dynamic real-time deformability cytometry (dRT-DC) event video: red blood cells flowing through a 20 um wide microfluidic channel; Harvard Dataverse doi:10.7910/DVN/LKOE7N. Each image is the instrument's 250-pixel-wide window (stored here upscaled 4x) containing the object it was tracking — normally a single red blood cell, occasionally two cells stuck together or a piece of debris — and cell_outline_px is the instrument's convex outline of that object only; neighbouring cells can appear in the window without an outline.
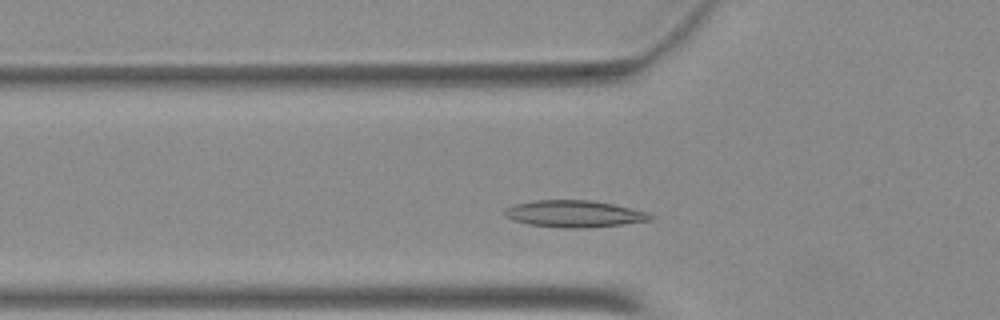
{"species": "Egyptian fruit bat (a non-hibernating species)", "species_latin": "Rousettus aegyptiacus", "temperature_condition": "warm", "stored_images_in_passage": 33, "camera_frame_rate_fps": 3000, "um_per_image_px": 0.085, "animal": {"sex": "female"}, "frame": {"image": 1, "passage_image": 7, "time_ms": 2.0, "image_size_px": [1000, 320], "cell_outline_px": [[656, 216], [652, 220], [620, 224], [584, 228], [564, 228], [528, 224], [512, 220], [504, 216], [500, 212], [504, 208], [512, 204], [532, 200], [592, 200], [612, 204], [648, 212]], "centroid_in_image_um": [48.73, 18.16], "position_along_channel_um": 77.1, "area_um2": 23.06}}
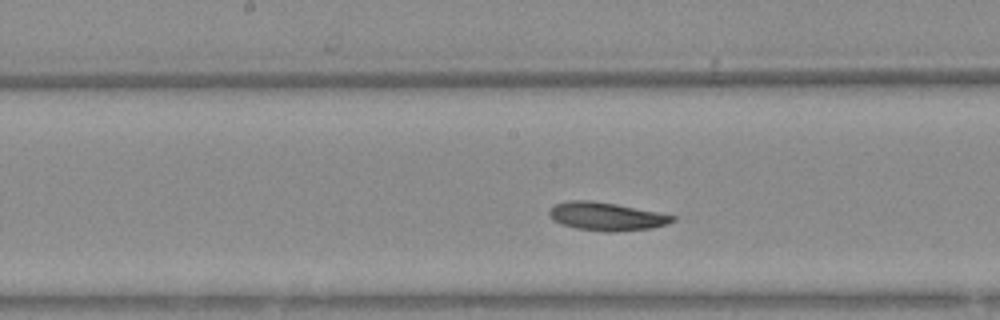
{"frame": {"image": 2, "passage_image": 16, "time_ms": 5.0, "image_size_px": [1000, 320], "cell_outline_px": [[676, 220], [668, 224], [652, 228], [612, 232], [604, 232], [576, 228], [560, 224], [552, 220], [548, 212], [556, 204], [568, 200], [592, 200], [616, 204], [660, 212], [676, 216]], "centroid_in_image_um": [51.57, 18.4], "position_along_channel_um": 196.6, "area_um2": 20.46}}
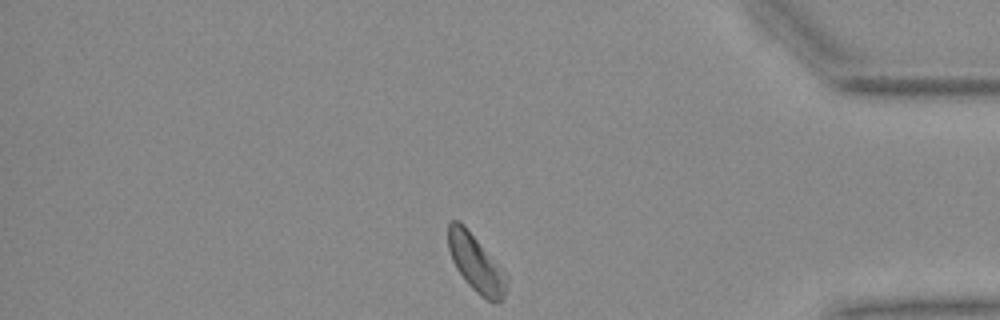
{"frame": {"image": 3, "passage_image": 33, "time_ms": 10.667, "image_size_px": [1000, 320], "cell_outline_px": [[508, 280], [504, 296], [500, 300], [488, 300], [480, 296], [464, 280], [456, 268], [452, 260], [448, 248], [448, 224], [452, 220], [460, 220], [464, 224], [500, 264], [508, 276]], "centroid_in_image_um": [40.46, 22.34], "position_along_channel_um": 394.7, "area_um2": 19.65}}